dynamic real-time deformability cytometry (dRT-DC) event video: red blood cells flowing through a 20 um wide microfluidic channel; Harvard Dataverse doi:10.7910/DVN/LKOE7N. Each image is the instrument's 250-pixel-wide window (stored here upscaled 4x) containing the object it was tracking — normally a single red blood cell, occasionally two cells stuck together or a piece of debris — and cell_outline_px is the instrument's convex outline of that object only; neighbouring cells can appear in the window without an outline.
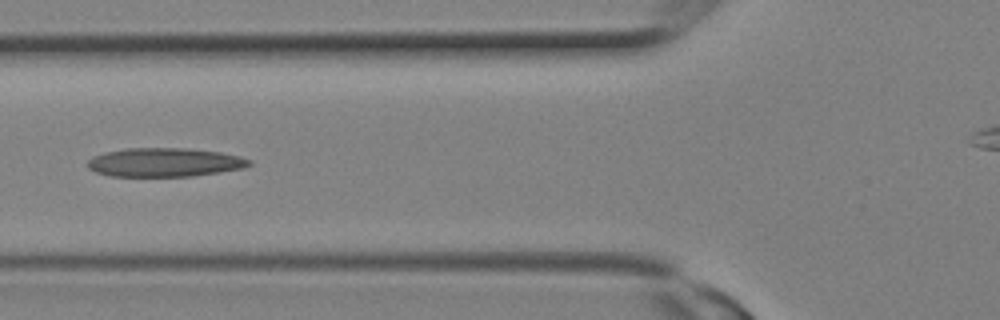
{"species": "Egyptian fruit bat (a non-hibernating species)", "species_latin": "Rousettus aegyptiacus", "temperature_condition": "room temperature", "stored_images_in_passage": 11, "camera_frame_rate_fps": 3000, "um_per_image_px": 0.085, "animal": {"sex": "female"}, "frame": {"image": 1, "passage_image": 10, "time_ms": 3.0, "image_size_px": [1000, 320], "cell_outline_px": [[252, 164], [244, 168], [220, 172], [192, 176], [112, 176], [96, 172], [88, 168], [88, 160], [92, 156], [104, 152], [128, 148], [188, 148], [220, 152], [240, 156], [252, 160]], "centroid_in_image_um": [14.01, 13.79], "position_along_channel_um": 111.8, "area_um2": 27.22}}